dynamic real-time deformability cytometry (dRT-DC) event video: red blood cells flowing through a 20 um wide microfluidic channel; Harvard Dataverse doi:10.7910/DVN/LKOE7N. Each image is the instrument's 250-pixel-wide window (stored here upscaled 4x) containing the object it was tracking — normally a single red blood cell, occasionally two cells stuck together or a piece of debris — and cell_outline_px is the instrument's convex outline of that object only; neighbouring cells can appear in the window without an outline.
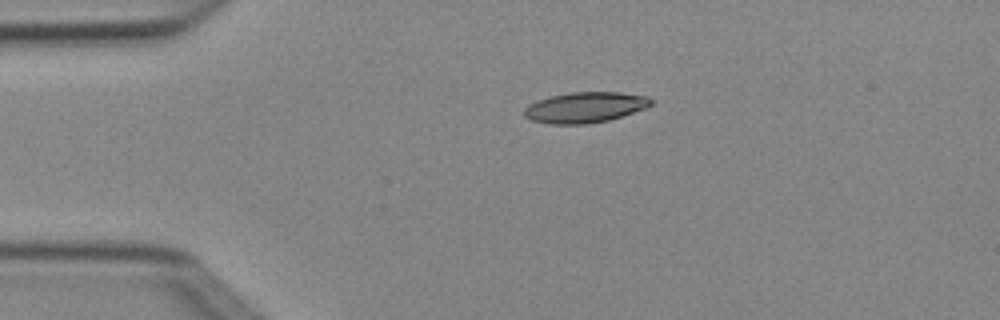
{"species": "Egyptian fruit bat (a non-hibernating species)", "species_latin": "Rousettus aegyptiacus", "temperature_condition": "cold", "stored_images_in_passage": 3, "camera_frame_rate_fps": 3000, "um_per_image_px": 0.085, "animal": {"sex": "female"}, "frame": {"image": 1, "passage_image": 2, "time_ms": 0.333, "image_size_px": [1000, 320], "cell_outline_px": [[652, 104], [644, 108], [608, 120], [588, 124], [548, 124], [532, 120], [524, 116], [524, 108], [528, 104], [536, 100], [552, 96], [572, 92], [620, 92], [648, 96], [652, 100]], "centroid_in_image_um": [49.69, 9.12], "position_along_channel_um": 35.3, "area_um2": 22.54}}